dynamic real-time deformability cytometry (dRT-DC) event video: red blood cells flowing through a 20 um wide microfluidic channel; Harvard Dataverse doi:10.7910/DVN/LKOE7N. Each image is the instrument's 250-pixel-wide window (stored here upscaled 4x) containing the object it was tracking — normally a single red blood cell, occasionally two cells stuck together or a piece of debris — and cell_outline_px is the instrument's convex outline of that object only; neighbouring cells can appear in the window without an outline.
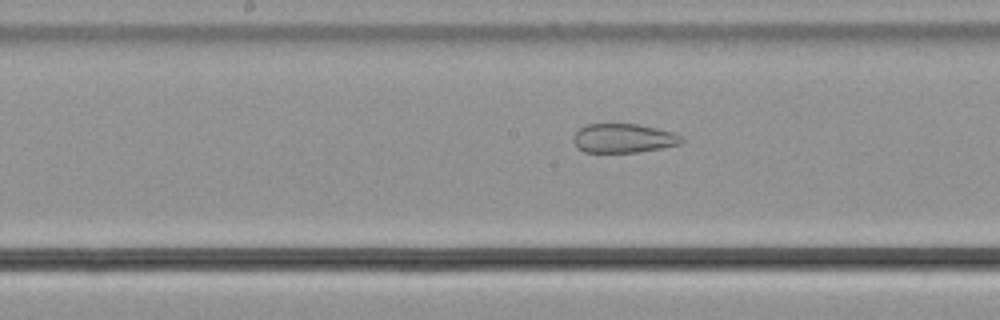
{"species": "common noctule bat (a hibernating species)", "species_latin": "Nyctalus noctula", "temperature_condition": "cold", "stored_images_in_passage": 38, "camera_frame_rate_fps": 3000, "um_per_image_px": 0.085, "animal": {"sex": "male", "body_mass_g": 21.5, "forearm_length_mm": 52.0}, "frame": {"image": 1, "passage_image": 11, "time_ms": 3.333, "image_size_px": [1000, 320], "cell_outline_px": [[684, 140], [680, 144], [660, 148], [636, 152], [584, 152], [572, 140], [572, 136], [580, 128], [588, 124], [640, 124], [676, 132], [684, 136]], "centroid_in_image_um": [53.05, 11.74], "position_along_channel_um": 195.2, "area_um2": 18.44}}
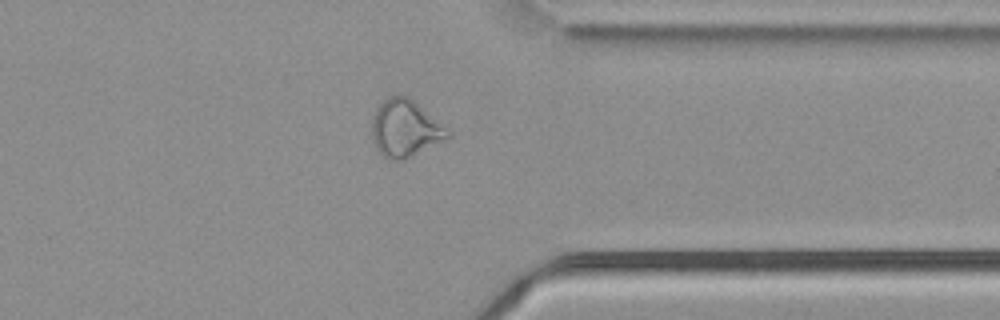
{"frame": {"image": 2, "passage_image": 26, "time_ms": 8.333, "image_size_px": [1000, 320], "cell_outline_px": [[452, 136], [400, 160], [388, 160], [376, 148], [372, 140], [372, 116], [376, 108], [388, 96], [408, 96], [452, 132]], "centroid_in_image_um": [34.41, 10.9], "position_along_channel_um": 377.0, "area_um2": 24.8}, "authors_computed_cell_mechanics": {"area_um2": 23.5535, "velocity_mm_per_s": 3.7401, "shape_relaxation_time_tau1_ms": null, "shape_relaxation_time_tau2_ms": 2.1923, "deformation_change_tau1": null, "deformation_change_tau2": 0.1042}}